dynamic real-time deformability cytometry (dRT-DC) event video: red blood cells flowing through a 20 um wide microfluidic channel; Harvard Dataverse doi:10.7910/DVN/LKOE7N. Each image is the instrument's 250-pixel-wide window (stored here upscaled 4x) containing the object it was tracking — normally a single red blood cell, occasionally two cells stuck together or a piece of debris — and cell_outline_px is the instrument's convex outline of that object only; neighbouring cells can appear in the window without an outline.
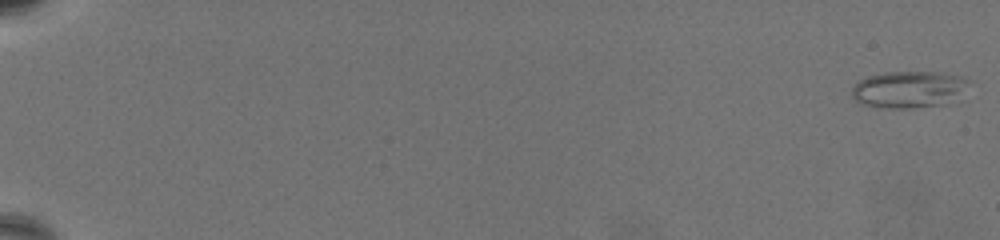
{"species": "common noctule bat (a hibernating species)", "species_latin": "Nyctalus noctula", "temperature_condition": "warm", "stored_images_in_passage": 68, "camera_frame_rate_fps": 3000, "um_per_image_px": 0.085, "animal": {"sex": "female", "body_mass_g": 19.5, "forearm_length_mm": 54.1}, "frame": {"image": 1, "passage_image": 1, "time_ms": 0.0, "image_size_px": [1000, 240], "cell_outline_px": [[968, 80], [960, 100], [948, 104], [912, 108], [880, 108], [860, 104], [852, 96], [852, 88], [860, 80], [868, 76], [884, 72], [940, 72], [960, 76]], "centroid_in_image_um": [77.27, 7.62], "position_along_channel_um": 7.7, "area_um2": 25.43}}
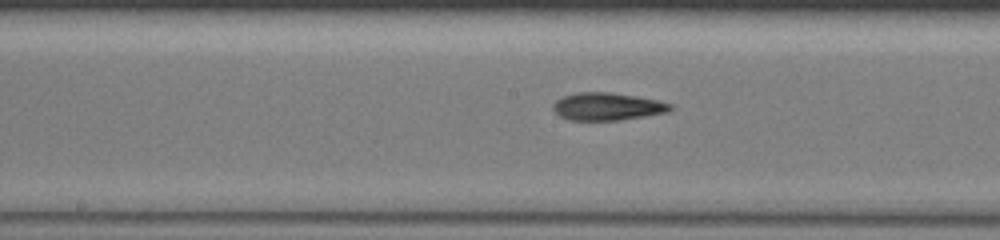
{"frame": {"image": 2, "passage_image": 39, "time_ms": 12.667, "image_size_px": [1000, 240], "cell_outline_px": [[676, 108], [668, 112], [620, 120], [568, 120], [560, 116], [552, 108], [552, 104], [556, 100], [564, 96], [580, 92], [608, 92], [636, 96], [656, 100], [672, 104]], "centroid_in_image_um": [51.63, 9.06], "position_along_channel_um": 196.6, "area_um2": 18.84}}
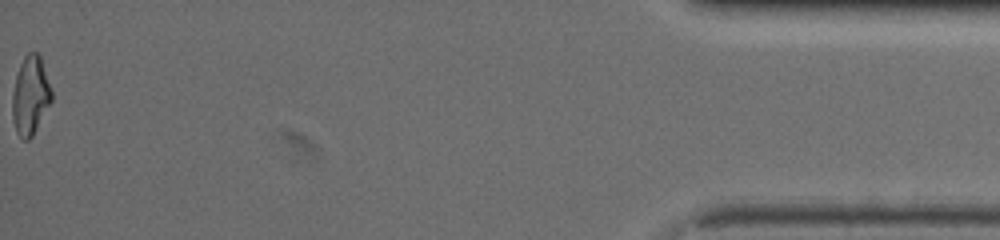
{"frame": {"image": 3, "passage_image": 68, "time_ms": 22.333, "image_size_px": [1000, 240], "cell_outline_px": [[52, 100], [32, 136], [28, 140], [24, 140], [16, 132], [12, 120], [12, 96], [16, 76], [20, 64], [24, 56], [28, 52], [36, 52], [40, 56], [52, 92]], "centroid_in_image_um": [2.57, 8.12], "position_along_channel_um": 432.6, "area_um2": 17.8}, "authors_computed_cell_mechanics": {"area_um2": 18.5249, "velocity_mm_per_s": 3.2873, "shape_relaxation_time_tau1_ms": null, "shape_relaxation_time_tau2_ms": 2.1868, "deformation_change_tau1": null, "deformation_change_tau2": 0.0992}}